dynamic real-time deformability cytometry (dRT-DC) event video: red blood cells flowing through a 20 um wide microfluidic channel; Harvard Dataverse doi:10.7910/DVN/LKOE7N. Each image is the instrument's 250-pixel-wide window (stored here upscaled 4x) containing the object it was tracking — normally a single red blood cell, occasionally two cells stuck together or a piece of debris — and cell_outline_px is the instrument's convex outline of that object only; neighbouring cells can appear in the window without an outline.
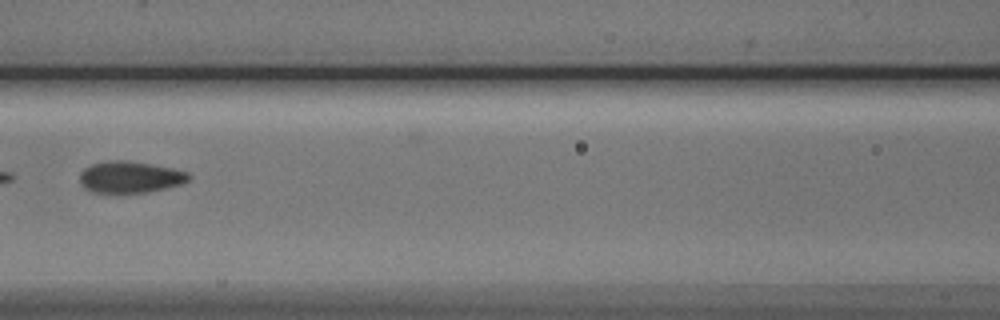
{"species": "Egyptian fruit bat (a non-hibernating species)", "species_latin": "Rousettus aegyptiacus", "temperature_condition": "cold", "stored_images_in_passage": 6, "camera_frame_rate_fps": 3000, "um_per_image_px": 0.085, "animal": {"sex": "male"}, "frame": {"image": 1, "passage_image": 5, "time_ms": 4.667, "image_size_px": [1000, 320], "cell_outline_px": [[192, 176], [188, 180], [180, 184], [148, 192], [108, 196], [92, 192], [84, 188], [80, 184], [80, 172], [84, 168], [92, 164], [112, 160], [128, 160], [152, 164], [172, 168], [188, 172]], "centroid_in_image_um": [11.0, 15.09], "position_along_channel_um": 155.6, "area_um2": 20.81}}
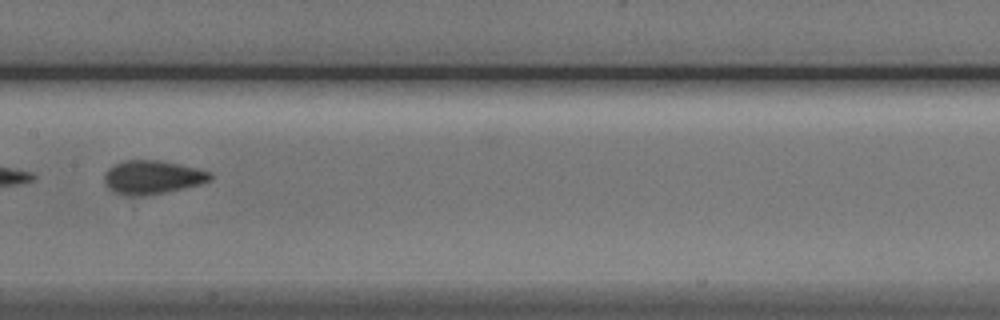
{"frame": {"image": 2, "passage_image": 6, "time_ms": 5.667, "image_size_px": [1000, 320], "cell_outline_px": [[212, 180], [200, 184], [184, 188], [144, 196], [120, 196], [112, 192], [108, 188], [104, 180], [104, 176], [108, 168], [124, 160], [160, 160], [180, 164], [212, 172]], "centroid_in_image_um": [12.93, 15.08], "position_along_channel_um": 194.5, "area_um2": 20.98}}